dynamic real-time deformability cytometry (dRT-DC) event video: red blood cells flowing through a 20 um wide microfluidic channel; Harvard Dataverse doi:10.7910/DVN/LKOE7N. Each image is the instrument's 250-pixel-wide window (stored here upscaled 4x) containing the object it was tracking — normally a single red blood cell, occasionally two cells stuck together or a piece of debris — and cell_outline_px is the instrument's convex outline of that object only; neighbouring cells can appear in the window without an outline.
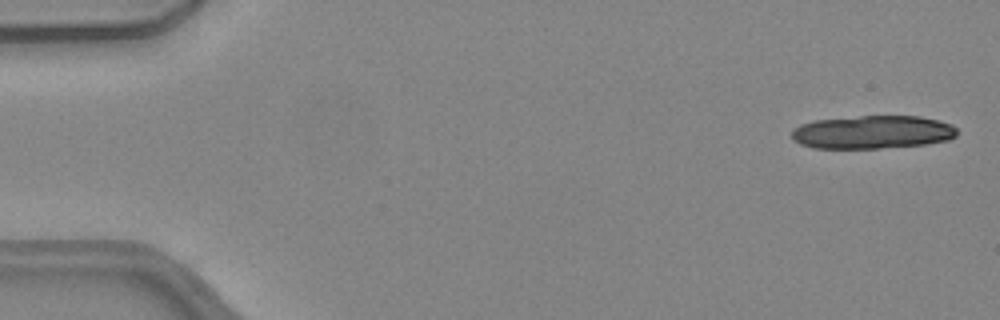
{"species": "common noctule bat (a hibernating species)", "species_latin": "Nyctalus noctula", "temperature_condition": "warm", "stored_images_in_passage": 7, "camera_frame_rate_fps": 3000, "um_per_image_px": 0.085, "animal": {"sex": "female", "body_mass_g": 24.6, "forearm_length_mm": 56.2}, "frame": {"image": 1, "passage_image": 2, "time_ms": 0.333, "image_size_px": [1000, 320], "cell_outline_px": [[956, 136], [948, 140], [928, 144], [880, 148], [812, 148], [800, 144], [792, 140], [792, 132], [800, 124], [816, 120], [860, 116], [920, 116], [952, 124], [956, 128]], "centroid_in_image_um": [74.17, 11.24], "position_along_channel_um": 10.8, "area_um2": 32.02}}